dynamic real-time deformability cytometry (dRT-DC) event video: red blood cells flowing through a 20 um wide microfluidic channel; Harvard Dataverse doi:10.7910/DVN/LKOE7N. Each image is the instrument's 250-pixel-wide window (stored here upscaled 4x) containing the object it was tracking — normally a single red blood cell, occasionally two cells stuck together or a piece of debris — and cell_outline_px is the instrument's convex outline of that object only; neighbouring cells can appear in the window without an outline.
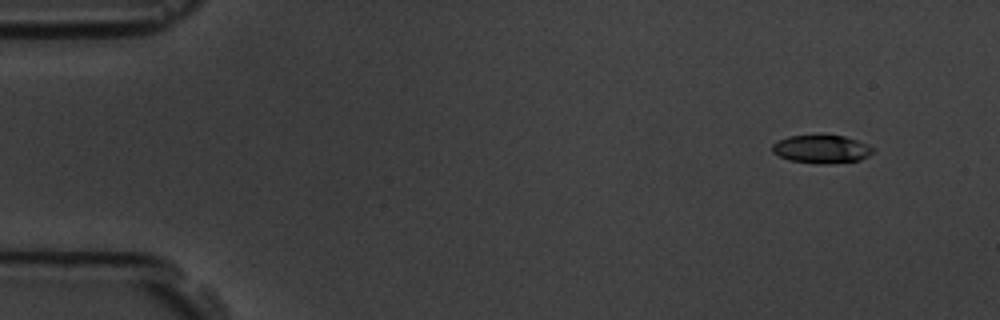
{"species": "common noctule bat (a hibernating species)", "species_latin": "Nyctalus noctula", "temperature_condition": "room temperature", "stored_images_in_passage": 6, "camera_frame_rate_fps": 3000, "um_per_image_px": 0.085, "animal": {"sex": "male", "body_mass_g": 19.5, "forearm_length_mm": 54.6}, "frame": {"image": 1, "passage_image": 1, "time_ms": 0.0, "image_size_px": [1000, 320], "cell_outline_px": [[876, 148], [868, 156], [860, 160], [828, 164], [820, 164], [788, 160], [772, 152], [772, 144], [788, 136], [844, 136], [868, 144]], "centroid_in_image_um": [69.85, 12.69], "position_along_channel_um": 15.2, "area_um2": 16.42}}
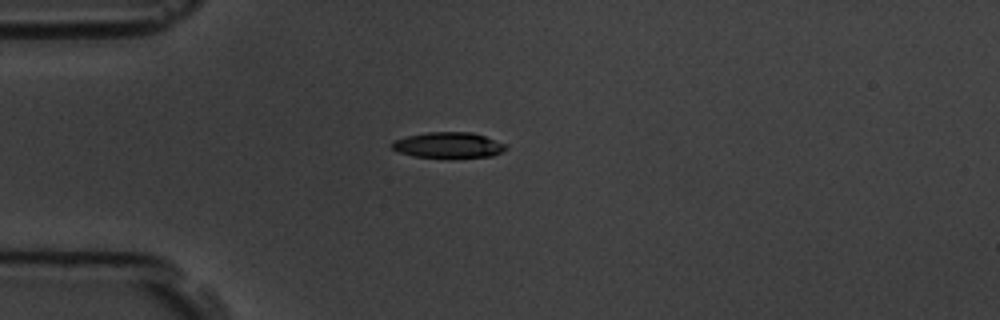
{"frame": {"image": 2, "passage_image": 4, "time_ms": 3.333, "image_size_px": [1000, 320], "cell_outline_px": [[508, 148], [492, 156], [452, 160], [448, 160], [412, 156], [396, 152], [388, 144], [392, 140], [408, 136], [428, 132], [472, 132], [484, 136], [504, 144]], "centroid_in_image_um": [38.04, 12.38], "position_along_channel_um": 47.0, "area_um2": 17.86}}
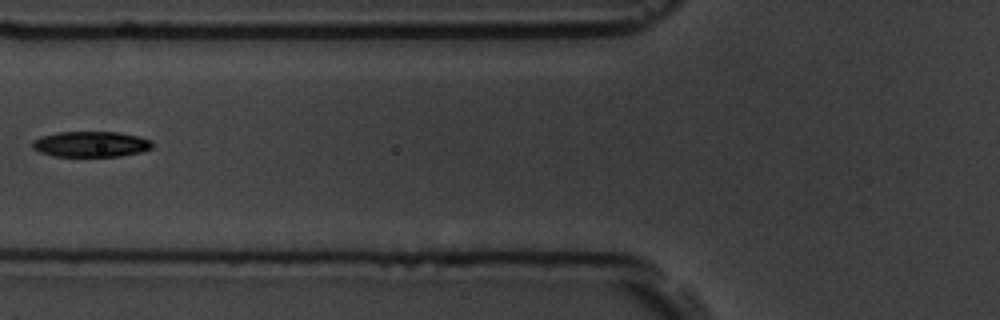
{"frame": {"image": 3, "passage_image": 6, "time_ms": 5.667, "image_size_px": [1000, 320], "cell_outline_px": [[152, 148], [140, 152], [120, 156], [56, 156], [40, 152], [32, 148], [32, 140], [56, 132], [116, 132], [140, 136], [152, 140]], "centroid_in_image_um": [7.74, 12.25], "position_along_channel_um": 118.1, "area_um2": 17.86}}